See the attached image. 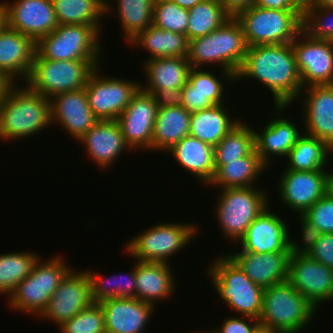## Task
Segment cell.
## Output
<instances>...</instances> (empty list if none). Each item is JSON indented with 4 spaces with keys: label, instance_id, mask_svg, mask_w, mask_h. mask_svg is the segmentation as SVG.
I'll return each instance as SVG.
<instances>
[{
    "label": "cell",
    "instance_id": "6da1fadb",
    "mask_svg": "<svg viewBox=\"0 0 333 333\" xmlns=\"http://www.w3.org/2000/svg\"><path fill=\"white\" fill-rule=\"evenodd\" d=\"M235 78L237 83L250 78L263 84L273 96V106L291 107L303 88L292 43L248 47Z\"/></svg>",
    "mask_w": 333,
    "mask_h": 333
},
{
    "label": "cell",
    "instance_id": "7a4b0ae2",
    "mask_svg": "<svg viewBox=\"0 0 333 333\" xmlns=\"http://www.w3.org/2000/svg\"><path fill=\"white\" fill-rule=\"evenodd\" d=\"M51 125L50 100L30 90L22 81L14 83L0 102V140L34 137Z\"/></svg>",
    "mask_w": 333,
    "mask_h": 333
},
{
    "label": "cell",
    "instance_id": "3957f363",
    "mask_svg": "<svg viewBox=\"0 0 333 333\" xmlns=\"http://www.w3.org/2000/svg\"><path fill=\"white\" fill-rule=\"evenodd\" d=\"M247 50L243 28L235 17H231L217 30L190 40L186 58L192 68L218 64L221 70L236 76Z\"/></svg>",
    "mask_w": 333,
    "mask_h": 333
},
{
    "label": "cell",
    "instance_id": "277c9868",
    "mask_svg": "<svg viewBox=\"0 0 333 333\" xmlns=\"http://www.w3.org/2000/svg\"><path fill=\"white\" fill-rule=\"evenodd\" d=\"M207 267L211 286L229 310L259 319L264 289L253 283L227 255H219Z\"/></svg>",
    "mask_w": 333,
    "mask_h": 333
},
{
    "label": "cell",
    "instance_id": "5b68a950",
    "mask_svg": "<svg viewBox=\"0 0 333 333\" xmlns=\"http://www.w3.org/2000/svg\"><path fill=\"white\" fill-rule=\"evenodd\" d=\"M315 313L317 309L286 280L264 289L258 321L276 333H300Z\"/></svg>",
    "mask_w": 333,
    "mask_h": 333
},
{
    "label": "cell",
    "instance_id": "8992f818",
    "mask_svg": "<svg viewBox=\"0 0 333 333\" xmlns=\"http://www.w3.org/2000/svg\"><path fill=\"white\" fill-rule=\"evenodd\" d=\"M64 256L54 255L36 261L31 273L22 280L6 301L13 311L40 317L60 282L72 269Z\"/></svg>",
    "mask_w": 333,
    "mask_h": 333
},
{
    "label": "cell",
    "instance_id": "52a82bcc",
    "mask_svg": "<svg viewBox=\"0 0 333 333\" xmlns=\"http://www.w3.org/2000/svg\"><path fill=\"white\" fill-rule=\"evenodd\" d=\"M167 222L159 221L144 232L134 235L123 247L124 253L142 262L171 264L170 258L195 240L200 226L181 221Z\"/></svg>",
    "mask_w": 333,
    "mask_h": 333
},
{
    "label": "cell",
    "instance_id": "ba28073f",
    "mask_svg": "<svg viewBox=\"0 0 333 333\" xmlns=\"http://www.w3.org/2000/svg\"><path fill=\"white\" fill-rule=\"evenodd\" d=\"M259 187H235L219 191L212 213L216 215L220 233L229 242L238 243L252 221L269 205V194L262 186Z\"/></svg>",
    "mask_w": 333,
    "mask_h": 333
},
{
    "label": "cell",
    "instance_id": "9c48e42d",
    "mask_svg": "<svg viewBox=\"0 0 333 333\" xmlns=\"http://www.w3.org/2000/svg\"><path fill=\"white\" fill-rule=\"evenodd\" d=\"M102 60H49L35 53L24 83L30 90L51 97L82 89Z\"/></svg>",
    "mask_w": 333,
    "mask_h": 333
},
{
    "label": "cell",
    "instance_id": "30bf717a",
    "mask_svg": "<svg viewBox=\"0 0 333 333\" xmlns=\"http://www.w3.org/2000/svg\"><path fill=\"white\" fill-rule=\"evenodd\" d=\"M303 10L266 9L252 5L235 18L240 22L248 47L291 43L302 31Z\"/></svg>",
    "mask_w": 333,
    "mask_h": 333
},
{
    "label": "cell",
    "instance_id": "8fae6325",
    "mask_svg": "<svg viewBox=\"0 0 333 333\" xmlns=\"http://www.w3.org/2000/svg\"><path fill=\"white\" fill-rule=\"evenodd\" d=\"M101 36L94 26L58 25L36 43V53L49 60H102Z\"/></svg>",
    "mask_w": 333,
    "mask_h": 333
},
{
    "label": "cell",
    "instance_id": "7c38bea8",
    "mask_svg": "<svg viewBox=\"0 0 333 333\" xmlns=\"http://www.w3.org/2000/svg\"><path fill=\"white\" fill-rule=\"evenodd\" d=\"M98 66L84 87L88 104L98 120H116L141 88V82L104 76Z\"/></svg>",
    "mask_w": 333,
    "mask_h": 333
},
{
    "label": "cell",
    "instance_id": "4fadbf2b",
    "mask_svg": "<svg viewBox=\"0 0 333 333\" xmlns=\"http://www.w3.org/2000/svg\"><path fill=\"white\" fill-rule=\"evenodd\" d=\"M276 190L284 207L302 215L316 201L321 199L329 187V169L314 171H293L282 169ZM329 170V171H328Z\"/></svg>",
    "mask_w": 333,
    "mask_h": 333
},
{
    "label": "cell",
    "instance_id": "5bb4252c",
    "mask_svg": "<svg viewBox=\"0 0 333 333\" xmlns=\"http://www.w3.org/2000/svg\"><path fill=\"white\" fill-rule=\"evenodd\" d=\"M291 43L302 87L333 85V42L301 31Z\"/></svg>",
    "mask_w": 333,
    "mask_h": 333
},
{
    "label": "cell",
    "instance_id": "9a60e30c",
    "mask_svg": "<svg viewBox=\"0 0 333 333\" xmlns=\"http://www.w3.org/2000/svg\"><path fill=\"white\" fill-rule=\"evenodd\" d=\"M287 281L317 310L320 304L333 301V269L307 254H291Z\"/></svg>",
    "mask_w": 333,
    "mask_h": 333
},
{
    "label": "cell",
    "instance_id": "2e32d148",
    "mask_svg": "<svg viewBox=\"0 0 333 333\" xmlns=\"http://www.w3.org/2000/svg\"><path fill=\"white\" fill-rule=\"evenodd\" d=\"M158 110L153 95L140 88L116 119L131 150L152 151V136Z\"/></svg>",
    "mask_w": 333,
    "mask_h": 333
},
{
    "label": "cell",
    "instance_id": "e0dca14e",
    "mask_svg": "<svg viewBox=\"0 0 333 333\" xmlns=\"http://www.w3.org/2000/svg\"><path fill=\"white\" fill-rule=\"evenodd\" d=\"M77 271V272H76ZM90 281L85 271L71 269L54 291L39 317L58 327L92 304Z\"/></svg>",
    "mask_w": 333,
    "mask_h": 333
},
{
    "label": "cell",
    "instance_id": "ac0fdd59",
    "mask_svg": "<svg viewBox=\"0 0 333 333\" xmlns=\"http://www.w3.org/2000/svg\"><path fill=\"white\" fill-rule=\"evenodd\" d=\"M272 107H274L275 111L271 112L274 114L270 115L271 118L267 121L268 123L266 122L261 131L260 129L258 131L256 127L254 128L255 151L268 169L272 166V162L274 163L272 160H275V156H277L276 158L287 157L290 150L297 143L298 138L304 132L303 128H298V125L292 121L291 117L283 116V112L289 106ZM300 128L302 130H299Z\"/></svg>",
    "mask_w": 333,
    "mask_h": 333
},
{
    "label": "cell",
    "instance_id": "d6986e66",
    "mask_svg": "<svg viewBox=\"0 0 333 333\" xmlns=\"http://www.w3.org/2000/svg\"><path fill=\"white\" fill-rule=\"evenodd\" d=\"M269 206L252 221L239 239L240 251L265 254L285 252L290 248V237L293 236L290 228L284 218L270 210Z\"/></svg>",
    "mask_w": 333,
    "mask_h": 333
},
{
    "label": "cell",
    "instance_id": "ffe728a7",
    "mask_svg": "<svg viewBox=\"0 0 333 333\" xmlns=\"http://www.w3.org/2000/svg\"><path fill=\"white\" fill-rule=\"evenodd\" d=\"M7 27L37 43L53 32L58 24L51 0L4 1Z\"/></svg>",
    "mask_w": 333,
    "mask_h": 333
},
{
    "label": "cell",
    "instance_id": "44dd1931",
    "mask_svg": "<svg viewBox=\"0 0 333 333\" xmlns=\"http://www.w3.org/2000/svg\"><path fill=\"white\" fill-rule=\"evenodd\" d=\"M297 100L303 108L304 133L325 141L333 149V85L302 88Z\"/></svg>",
    "mask_w": 333,
    "mask_h": 333
},
{
    "label": "cell",
    "instance_id": "7402d4cb",
    "mask_svg": "<svg viewBox=\"0 0 333 333\" xmlns=\"http://www.w3.org/2000/svg\"><path fill=\"white\" fill-rule=\"evenodd\" d=\"M49 100L51 123L60 125L77 142L99 121L90 109L84 88L57 94Z\"/></svg>",
    "mask_w": 333,
    "mask_h": 333
},
{
    "label": "cell",
    "instance_id": "603a6c76",
    "mask_svg": "<svg viewBox=\"0 0 333 333\" xmlns=\"http://www.w3.org/2000/svg\"><path fill=\"white\" fill-rule=\"evenodd\" d=\"M84 151L100 170H109L124 150L130 151L116 120H99L79 140Z\"/></svg>",
    "mask_w": 333,
    "mask_h": 333
},
{
    "label": "cell",
    "instance_id": "cb8c5ba5",
    "mask_svg": "<svg viewBox=\"0 0 333 333\" xmlns=\"http://www.w3.org/2000/svg\"><path fill=\"white\" fill-rule=\"evenodd\" d=\"M226 254L238 265L256 285L266 289L288 278L290 248L285 252L255 254L236 251Z\"/></svg>",
    "mask_w": 333,
    "mask_h": 333
},
{
    "label": "cell",
    "instance_id": "d4e9b609",
    "mask_svg": "<svg viewBox=\"0 0 333 333\" xmlns=\"http://www.w3.org/2000/svg\"><path fill=\"white\" fill-rule=\"evenodd\" d=\"M98 304L103 310L106 333H143L156 307L137 298H113Z\"/></svg>",
    "mask_w": 333,
    "mask_h": 333
},
{
    "label": "cell",
    "instance_id": "484cf974",
    "mask_svg": "<svg viewBox=\"0 0 333 333\" xmlns=\"http://www.w3.org/2000/svg\"><path fill=\"white\" fill-rule=\"evenodd\" d=\"M35 53L36 43L31 38L7 26L0 31V71L14 83L26 80Z\"/></svg>",
    "mask_w": 333,
    "mask_h": 333
},
{
    "label": "cell",
    "instance_id": "4316f807",
    "mask_svg": "<svg viewBox=\"0 0 333 333\" xmlns=\"http://www.w3.org/2000/svg\"><path fill=\"white\" fill-rule=\"evenodd\" d=\"M172 264L160 262H135L136 298L157 307L159 301L168 300L176 290ZM175 279V280H174ZM173 293V294H172Z\"/></svg>",
    "mask_w": 333,
    "mask_h": 333
},
{
    "label": "cell",
    "instance_id": "83f0119b",
    "mask_svg": "<svg viewBox=\"0 0 333 333\" xmlns=\"http://www.w3.org/2000/svg\"><path fill=\"white\" fill-rule=\"evenodd\" d=\"M182 169L207 186L215 173L214 147L190 135L182 138L168 151ZM194 175V176H193Z\"/></svg>",
    "mask_w": 333,
    "mask_h": 333
},
{
    "label": "cell",
    "instance_id": "f1b7e54d",
    "mask_svg": "<svg viewBox=\"0 0 333 333\" xmlns=\"http://www.w3.org/2000/svg\"><path fill=\"white\" fill-rule=\"evenodd\" d=\"M141 65L146 84L141 89L153 94L157 89L182 88L192 69L186 57H163L145 60Z\"/></svg>",
    "mask_w": 333,
    "mask_h": 333
},
{
    "label": "cell",
    "instance_id": "f546056e",
    "mask_svg": "<svg viewBox=\"0 0 333 333\" xmlns=\"http://www.w3.org/2000/svg\"><path fill=\"white\" fill-rule=\"evenodd\" d=\"M267 168L254 149L247 156L226 164H215L214 176L206 188L253 187Z\"/></svg>",
    "mask_w": 333,
    "mask_h": 333
},
{
    "label": "cell",
    "instance_id": "4dcf8cb0",
    "mask_svg": "<svg viewBox=\"0 0 333 333\" xmlns=\"http://www.w3.org/2000/svg\"><path fill=\"white\" fill-rule=\"evenodd\" d=\"M226 104L191 113L189 135L215 147L243 118L230 114Z\"/></svg>",
    "mask_w": 333,
    "mask_h": 333
},
{
    "label": "cell",
    "instance_id": "1f68e13d",
    "mask_svg": "<svg viewBox=\"0 0 333 333\" xmlns=\"http://www.w3.org/2000/svg\"><path fill=\"white\" fill-rule=\"evenodd\" d=\"M130 43V44H129ZM188 43L186 35L171 32L150 25L146 30L138 32L127 45L142 47L148 52L146 60L163 57H187Z\"/></svg>",
    "mask_w": 333,
    "mask_h": 333
},
{
    "label": "cell",
    "instance_id": "d6a6232c",
    "mask_svg": "<svg viewBox=\"0 0 333 333\" xmlns=\"http://www.w3.org/2000/svg\"><path fill=\"white\" fill-rule=\"evenodd\" d=\"M191 113L182 106L159 108L152 136V150L168 151L189 135Z\"/></svg>",
    "mask_w": 333,
    "mask_h": 333
},
{
    "label": "cell",
    "instance_id": "836d02e7",
    "mask_svg": "<svg viewBox=\"0 0 333 333\" xmlns=\"http://www.w3.org/2000/svg\"><path fill=\"white\" fill-rule=\"evenodd\" d=\"M154 1L155 0H113V2H111V0H107L105 2V18L108 17L107 14H113L114 10L117 12L119 25L123 32H121V34L124 36H122V38L128 42L138 32L146 30L153 24ZM112 3H115L116 6Z\"/></svg>",
    "mask_w": 333,
    "mask_h": 333
},
{
    "label": "cell",
    "instance_id": "e575fe53",
    "mask_svg": "<svg viewBox=\"0 0 333 333\" xmlns=\"http://www.w3.org/2000/svg\"><path fill=\"white\" fill-rule=\"evenodd\" d=\"M333 149L323 140L303 132L288 153L286 169L293 171H314L329 167Z\"/></svg>",
    "mask_w": 333,
    "mask_h": 333
},
{
    "label": "cell",
    "instance_id": "d590c367",
    "mask_svg": "<svg viewBox=\"0 0 333 333\" xmlns=\"http://www.w3.org/2000/svg\"><path fill=\"white\" fill-rule=\"evenodd\" d=\"M59 25H90L99 32L105 17L103 0H51Z\"/></svg>",
    "mask_w": 333,
    "mask_h": 333
},
{
    "label": "cell",
    "instance_id": "8d00e7d4",
    "mask_svg": "<svg viewBox=\"0 0 333 333\" xmlns=\"http://www.w3.org/2000/svg\"><path fill=\"white\" fill-rule=\"evenodd\" d=\"M86 270L93 303L113 298H136L135 263L129 273L114 274L109 278H105L106 276L101 275L102 273Z\"/></svg>",
    "mask_w": 333,
    "mask_h": 333
},
{
    "label": "cell",
    "instance_id": "74e56055",
    "mask_svg": "<svg viewBox=\"0 0 333 333\" xmlns=\"http://www.w3.org/2000/svg\"><path fill=\"white\" fill-rule=\"evenodd\" d=\"M232 16L219 3V0H203L189 9L187 40L208 35L217 30Z\"/></svg>",
    "mask_w": 333,
    "mask_h": 333
},
{
    "label": "cell",
    "instance_id": "f35d334b",
    "mask_svg": "<svg viewBox=\"0 0 333 333\" xmlns=\"http://www.w3.org/2000/svg\"><path fill=\"white\" fill-rule=\"evenodd\" d=\"M39 255L33 251L0 254V295L10 296L17 285L32 271Z\"/></svg>",
    "mask_w": 333,
    "mask_h": 333
},
{
    "label": "cell",
    "instance_id": "ab89813d",
    "mask_svg": "<svg viewBox=\"0 0 333 333\" xmlns=\"http://www.w3.org/2000/svg\"><path fill=\"white\" fill-rule=\"evenodd\" d=\"M247 120L237 123L214 147L215 164H226L249 155L255 149L254 128Z\"/></svg>",
    "mask_w": 333,
    "mask_h": 333
},
{
    "label": "cell",
    "instance_id": "60d3db41",
    "mask_svg": "<svg viewBox=\"0 0 333 333\" xmlns=\"http://www.w3.org/2000/svg\"><path fill=\"white\" fill-rule=\"evenodd\" d=\"M219 75L215 76L211 69L209 71V69L206 70L205 68H192L188 82L196 91L206 95L214 105L225 104L226 100L224 98L227 90L225 82L228 85L235 83L236 78L232 72L226 70H220Z\"/></svg>",
    "mask_w": 333,
    "mask_h": 333
},
{
    "label": "cell",
    "instance_id": "b9f144b4",
    "mask_svg": "<svg viewBox=\"0 0 333 333\" xmlns=\"http://www.w3.org/2000/svg\"><path fill=\"white\" fill-rule=\"evenodd\" d=\"M189 10L170 0H155L153 6V25L171 32L186 35Z\"/></svg>",
    "mask_w": 333,
    "mask_h": 333
},
{
    "label": "cell",
    "instance_id": "7bdbcfd3",
    "mask_svg": "<svg viewBox=\"0 0 333 333\" xmlns=\"http://www.w3.org/2000/svg\"><path fill=\"white\" fill-rule=\"evenodd\" d=\"M302 31L313 39L333 41V9L303 7Z\"/></svg>",
    "mask_w": 333,
    "mask_h": 333
},
{
    "label": "cell",
    "instance_id": "ee69618b",
    "mask_svg": "<svg viewBox=\"0 0 333 333\" xmlns=\"http://www.w3.org/2000/svg\"><path fill=\"white\" fill-rule=\"evenodd\" d=\"M58 329L59 333H106L103 310L98 303H92Z\"/></svg>",
    "mask_w": 333,
    "mask_h": 333
},
{
    "label": "cell",
    "instance_id": "f6af8a7d",
    "mask_svg": "<svg viewBox=\"0 0 333 333\" xmlns=\"http://www.w3.org/2000/svg\"><path fill=\"white\" fill-rule=\"evenodd\" d=\"M302 216L322 233H333V195L327 192Z\"/></svg>",
    "mask_w": 333,
    "mask_h": 333
},
{
    "label": "cell",
    "instance_id": "bcb514c9",
    "mask_svg": "<svg viewBox=\"0 0 333 333\" xmlns=\"http://www.w3.org/2000/svg\"><path fill=\"white\" fill-rule=\"evenodd\" d=\"M298 216V222L301 228V243L296 242L294 238H290L291 254H309L315 243L321 237L322 232L318 230L312 223L307 221L302 215ZM301 244V245H300ZM301 246V247H300Z\"/></svg>",
    "mask_w": 333,
    "mask_h": 333
},
{
    "label": "cell",
    "instance_id": "7dc6e473",
    "mask_svg": "<svg viewBox=\"0 0 333 333\" xmlns=\"http://www.w3.org/2000/svg\"><path fill=\"white\" fill-rule=\"evenodd\" d=\"M225 318L219 327L212 328L213 333H252L259 325L258 319L249 316L235 315Z\"/></svg>",
    "mask_w": 333,
    "mask_h": 333
},
{
    "label": "cell",
    "instance_id": "c3c4849f",
    "mask_svg": "<svg viewBox=\"0 0 333 333\" xmlns=\"http://www.w3.org/2000/svg\"><path fill=\"white\" fill-rule=\"evenodd\" d=\"M213 106L207 96L196 91L189 82L182 87V107L188 112L193 113Z\"/></svg>",
    "mask_w": 333,
    "mask_h": 333
},
{
    "label": "cell",
    "instance_id": "681fc988",
    "mask_svg": "<svg viewBox=\"0 0 333 333\" xmlns=\"http://www.w3.org/2000/svg\"><path fill=\"white\" fill-rule=\"evenodd\" d=\"M308 255L326 267L333 269V233H322Z\"/></svg>",
    "mask_w": 333,
    "mask_h": 333
},
{
    "label": "cell",
    "instance_id": "f907efd6",
    "mask_svg": "<svg viewBox=\"0 0 333 333\" xmlns=\"http://www.w3.org/2000/svg\"><path fill=\"white\" fill-rule=\"evenodd\" d=\"M152 95L159 108L182 106V88L157 89Z\"/></svg>",
    "mask_w": 333,
    "mask_h": 333
},
{
    "label": "cell",
    "instance_id": "816d5d0a",
    "mask_svg": "<svg viewBox=\"0 0 333 333\" xmlns=\"http://www.w3.org/2000/svg\"><path fill=\"white\" fill-rule=\"evenodd\" d=\"M305 0H254L253 5L266 9L303 10Z\"/></svg>",
    "mask_w": 333,
    "mask_h": 333
},
{
    "label": "cell",
    "instance_id": "f5cc1de1",
    "mask_svg": "<svg viewBox=\"0 0 333 333\" xmlns=\"http://www.w3.org/2000/svg\"><path fill=\"white\" fill-rule=\"evenodd\" d=\"M219 3L232 16L253 5L254 0H219Z\"/></svg>",
    "mask_w": 333,
    "mask_h": 333
},
{
    "label": "cell",
    "instance_id": "db71d44e",
    "mask_svg": "<svg viewBox=\"0 0 333 333\" xmlns=\"http://www.w3.org/2000/svg\"><path fill=\"white\" fill-rule=\"evenodd\" d=\"M13 84L14 82L0 71V102Z\"/></svg>",
    "mask_w": 333,
    "mask_h": 333
},
{
    "label": "cell",
    "instance_id": "11a10c76",
    "mask_svg": "<svg viewBox=\"0 0 333 333\" xmlns=\"http://www.w3.org/2000/svg\"><path fill=\"white\" fill-rule=\"evenodd\" d=\"M303 7H324L333 9V0H305Z\"/></svg>",
    "mask_w": 333,
    "mask_h": 333
},
{
    "label": "cell",
    "instance_id": "9f6ffc18",
    "mask_svg": "<svg viewBox=\"0 0 333 333\" xmlns=\"http://www.w3.org/2000/svg\"><path fill=\"white\" fill-rule=\"evenodd\" d=\"M170 1L176 3L178 6L184 8V9L189 10L203 0H170Z\"/></svg>",
    "mask_w": 333,
    "mask_h": 333
},
{
    "label": "cell",
    "instance_id": "6f0895ef",
    "mask_svg": "<svg viewBox=\"0 0 333 333\" xmlns=\"http://www.w3.org/2000/svg\"><path fill=\"white\" fill-rule=\"evenodd\" d=\"M7 26L6 7L4 1L0 2V31Z\"/></svg>",
    "mask_w": 333,
    "mask_h": 333
},
{
    "label": "cell",
    "instance_id": "680465c9",
    "mask_svg": "<svg viewBox=\"0 0 333 333\" xmlns=\"http://www.w3.org/2000/svg\"><path fill=\"white\" fill-rule=\"evenodd\" d=\"M252 333H276V332L259 324Z\"/></svg>",
    "mask_w": 333,
    "mask_h": 333
},
{
    "label": "cell",
    "instance_id": "91938a15",
    "mask_svg": "<svg viewBox=\"0 0 333 333\" xmlns=\"http://www.w3.org/2000/svg\"><path fill=\"white\" fill-rule=\"evenodd\" d=\"M328 192L333 195V170L331 169L329 172V187Z\"/></svg>",
    "mask_w": 333,
    "mask_h": 333
},
{
    "label": "cell",
    "instance_id": "94428289",
    "mask_svg": "<svg viewBox=\"0 0 333 333\" xmlns=\"http://www.w3.org/2000/svg\"><path fill=\"white\" fill-rule=\"evenodd\" d=\"M210 330V331H209ZM208 331H205V332H203V333H213V331L211 330V329H209ZM193 333V332H192ZM194 333H197L196 331L194 332ZM198 333H200V332H198Z\"/></svg>",
    "mask_w": 333,
    "mask_h": 333
}]
</instances>
